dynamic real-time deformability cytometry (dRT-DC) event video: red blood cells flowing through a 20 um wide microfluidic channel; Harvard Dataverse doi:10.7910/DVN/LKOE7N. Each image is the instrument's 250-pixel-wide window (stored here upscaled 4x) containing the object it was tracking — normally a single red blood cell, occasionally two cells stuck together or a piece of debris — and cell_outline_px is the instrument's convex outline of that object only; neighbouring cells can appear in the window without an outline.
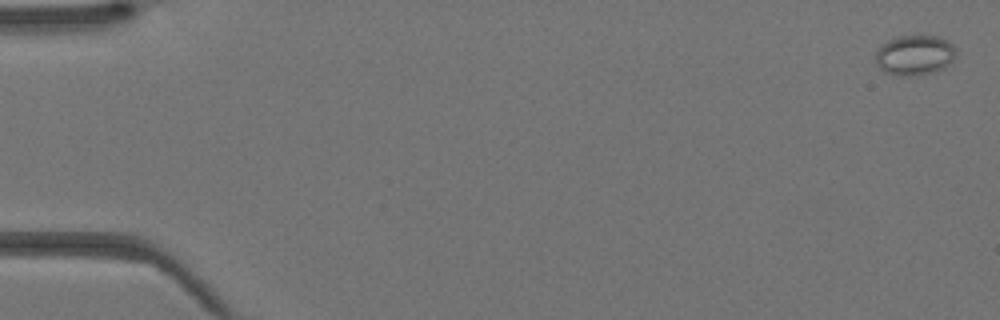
{"species": "Egyptian fruit bat (a non-hibernating species)", "species_latin": "Rousettus aegyptiacus", "temperature_condition": "warm", "stored_images_in_passage": 43, "camera_frame_rate_fps": 3000, "um_per_image_px": 0.085, "animal": {"sex": "female"}, "frame": {"image": 1, "passage_image": 1, "time_ms": 0.0, "image_size_px": [1000, 320], "cell_outline_px": [[956, 52], [952, 60], [944, 68], [936, 72], [908, 76], [900, 76], [884, 72], [876, 64], [876, 52], [888, 40], [900, 36], [936, 36], [948, 40], [956, 48]], "centroid_in_image_um": [77.76, 4.7], "position_along_channel_um": 7.2, "area_um2": 18.73}}
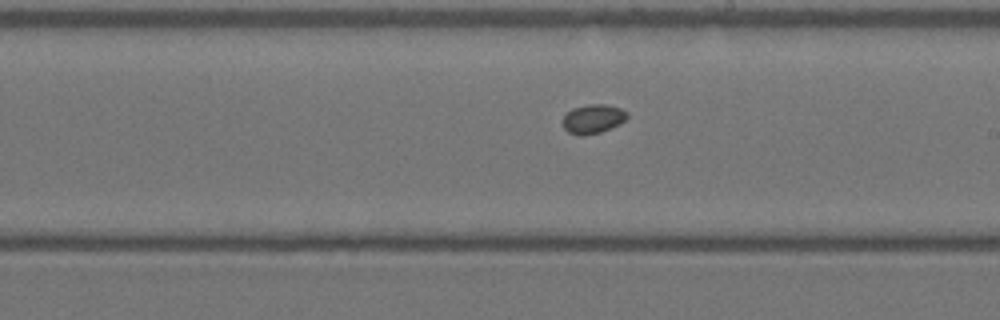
{"frame": {"image": 2, "passage_image": 25, "time_ms": 8.0, "image_size_px": [1000, 320], "cell_outline_px": [[628, 116], [620, 124], [600, 132], [584, 136], [580, 136], [568, 132], [564, 128], [560, 120], [572, 108], [592, 104], [608, 104], [620, 108], [628, 112]], "centroid_in_image_um": [50.39, 10.11], "position_along_channel_um": 238.6, "area_um2": 11.04}}
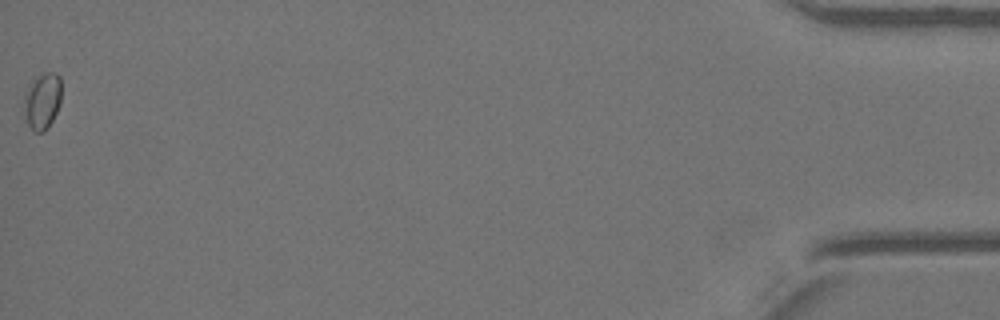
{"frame": {"image": 3, "passage_image": 43, "time_ms": 14.0, "image_size_px": [1000, 320], "cell_outline_px": [[60, 104], [48, 128], [44, 132], [32, 132], [28, 124], [24, 108], [24, 96], [28, 88], [36, 76], [44, 72], [56, 72], [60, 76]], "centroid_in_image_um": [3.6, 8.58], "position_along_channel_um": 431.6, "area_um2": 12.25}}